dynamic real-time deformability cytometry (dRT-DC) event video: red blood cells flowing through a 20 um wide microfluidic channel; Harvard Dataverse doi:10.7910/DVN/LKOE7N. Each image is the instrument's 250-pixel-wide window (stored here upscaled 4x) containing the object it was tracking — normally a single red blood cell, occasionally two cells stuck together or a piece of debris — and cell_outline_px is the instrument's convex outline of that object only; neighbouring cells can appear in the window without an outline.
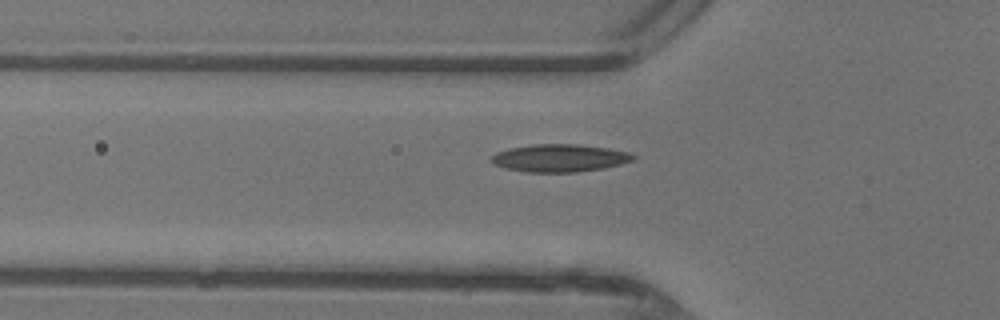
{"species": "common noctule bat (a hibernating species)", "species_latin": "Nyctalus noctula", "temperature_condition": "warm", "stored_images_in_passage": 36, "camera_frame_rate_fps": 3000, "um_per_image_px": 0.085, "animal": {"sex": "female"}, "frame": {"image": 1, "passage_image": 6, "time_ms": 1.667, "image_size_px": [1000, 320], "cell_outline_px": [[636, 156], [632, 160], [620, 164], [604, 168], [576, 172], [524, 172], [504, 168], [488, 160], [496, 152], [508, 148], [532, 144], [576, 144], [608, 148], [628, 152]], "centroid_in_image_um": [47.52, 13.43], "position_along_channel_um": 78.3, "area_um2": 22.89}}
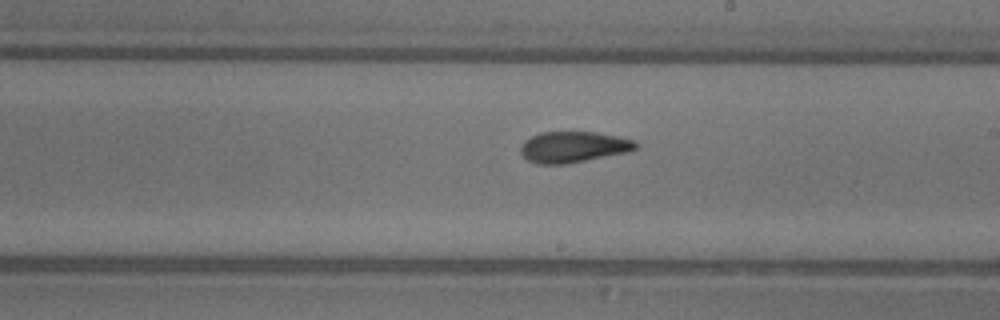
{"frame": {"image": 2, "passage_image": 17, "time_ms": 5.333, "image_size_px": [1000, 320], "cell_outline_px": [[640, 148], [628, 152], [568, 164], [536, 164], [528, 160], [520, 152], [520, 148], [524, 140], [540, 132], [596, 132], [636, 140], [640, 144]], "centroid_in_image_um": [48.78, 12.5], "position_along_channel_um": 240.2, "area_um2": 21.1}}
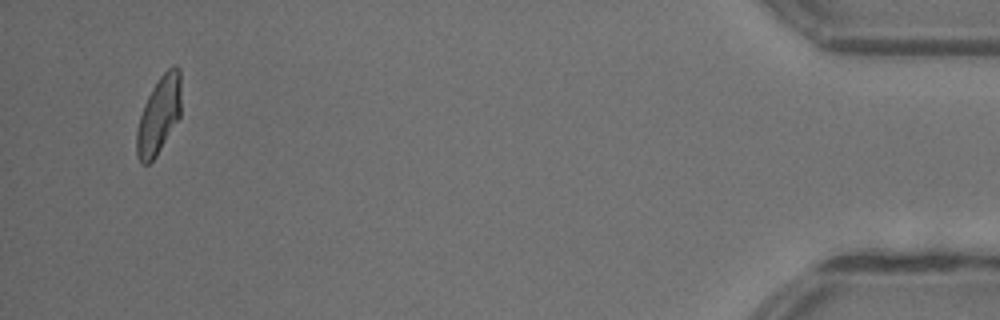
{"frame": {"image": 3, "passage_image": 35, "time_ms": 11.333, "image_size_px": [1000, 320], "cell_outline_px": [[180, 116], [156, 156], [148, 164], [140, 164], [136, 156], [136, 132], [140, 116], [144, 104], [152, 88], [160, 76], [172, 64], [176, 64], [180, 68]], "centroid_in_image_um": [13.49, 9.78], "position_along_channel_um": 421.7, "area_um2": 20.06}}